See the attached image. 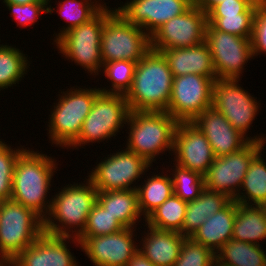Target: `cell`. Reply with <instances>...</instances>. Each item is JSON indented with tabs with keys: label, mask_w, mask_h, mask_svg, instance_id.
<instances>
[{
	"label": "cell",
	"mask_w": 266,
	"mask_h": 266,
	"mask_svg": "<svg viewBox=\"0 0 266 266\" xmlns=\"http://www.w3.org/2000/svg\"><path fill=\"white\" fill-rule=\"evenodd\" d=\"M56 165L52 157L25 149L15 164L10 199L29 208L44 220L51 209L52 200H47V193L51 188Z\"/></svg>",
	"instance_id": "cell-1"
},
{
	"label": "cell",
	"mask_w": 266,
	"mask_h": 266,
	"mask_svg": "<svg viewBox=\"0 0 266 266\" xmlns=\"http://www.w3.org/2000/svg\"><path fill=\"white\" fill-rule=\"evenodd\" d=\"M172 84L166 58L150 49L137 62L132 87L125 95L130 111H166Z\"/></svg>",
	"instance_id": "cell-2"
},
{
	"label": "cell",
	"mask_w": 266,
	"mask_h": 266,
	"mask_svg": "<svg viewBox=\"0 0 266 266\" xmlns=\"http://www.w3.org/2000/svg\"><path fill=\"white\" fill-rule=\"evenodd\" d=\"M86 180V184H68L55 197L52 196L50 212L43 220L44 232L71 238H78L83 233L88 215L97 202L98 192L93 183ZM73 227L75 231L70 230Z\"/></svg>",
	"instance_id": "cell-3"
},
{
	"label": "cell",
	"mask_w": 266,
	"mask_h": 266,
	"mask_svg": "<svg viewBox=\"0 0 266 266\" xmlns=\"http://www.w3.org/2000/svg\"><path fill=\"white\" fill-rule=\"evenodd\" d=\"M126 149L144 158L150 165L164 151H173L178 125L166 111H130Z\"/></svg>",
	"instance_id": "cell-4"
},
{
	"label": "cell",
	"mask_w": 266,
	"mask_h": 266,
	"mask_svg": "<svg viewBox=\"0 0 266 266\" xmlns=\"http://www.w3.org/2000/svg\"><path fill=\"white\" fill-rule=\"evenodd\" d=\"M73 88L59 94L49 115V139L59 147L68 148L78 138L95 98L101 93L100 88Z\"/></svg>",
	"instance_id": "cell-5"
},
{
	"label": "cell",
	"mask_w": 266,
	"mask_h": 266,
	"mask_svg": "<svg viewBox=\"0 0 266 266\" xmlns=\"http://www.w3.org/2000/svg\"><path fill=\"white\" fill-rule=\"evenodd\" d=\"M105 6L94 18L63 33L55 42L59 53L88 73L98 75L103 66L101 36L105 20L115 11Z\"/></svg>",
	"instance_id": "cell-6"
},
{
	"label": "cell",
	"mask_w": 266,
	"mask_h": 266,
	"mask_svg": "<svg viewBox=\"0 0 266 266\" xmlns=\"http://www.w3.org/2000/svg\"><path fill=\"white\" fill-rule=\"evenodd\" d=\"M43 220L12 199L0 204V257L16 258L43 233Z\"/></svg>",
	"instance_id": "cell-7"
},
{
	"label": "cell",
	"mask_w": 266,
	"mask_h": 266,
	"mask_svg": "<svg viewBox=\"0 0 266 266\" xmlns=\"http://www.w3.org/2000/svg\"><path fill=\"white\" fill-rule=\"evenodd\" d=\"M150 50V36L115 10L104 22L101 36L102 62H138Z\"/></svg>",
	"instance_id": "cell-8"
},
{
	"label": "cell",
	"mask_w": 266,
	"mask_h": 266,
	"mask_svg": "<svg viewBox=\"0 0 266 266\" xmlns=\"http://www.w3.org/2000/svg\"><path fill=\"white\" fill-rule=\"evenodd\" d=\"M130 109L125 95L100 93L86 116L78 138L69 146L77 148L115 137L126 124ZM100 140V141H99Z\"/></svg>",
	"instance_id": "cell-9"
},
{
	"label": "cell",
	"mask_w": 266,
	"mask_h": 266,
	"mask_svg": "<svg viewBox=\"0 0 266 266\" xmlns=\"http://www.w3.org/2000/svg\"><path fill=\"white\" fill-rule=\"evenodd\" d=\"M239 79H217L213 85L212 107L221 112L230 124L249 141L266 143L264 136L247 137L258 113L259 104L248 91L238 84Z\"/></svg>",
	"instance_id": "cell-10"
},
{
	"label": "cell",
	"mask_w": 266,
	"mask_h": 266,
	"mask_svg": "<svg viewBox=\"0 0 266 266\" xmlns=\"http://www.w3.org/2000/svg\"><path fill=\"white\" fill-rule=\"evenodd\" d=\"M262 149H264V143L250 141L237 152L215 157L204 175L205 189L224 193L233 200L240 193L252 159Z\"/></svg>",
	"instance_id": "cell-11"
},
{
	"label": "cell",
	"mask_w": 266,
	"mask_h": 266,
	"mask_svg": "<svg viewBox=\"0 0 266 266\" xmlns=\"http://www.w3.org/2000/svg\"><path fill=\"white\" fill-rule=\"evenodd\" d=\"M215 81L200 74L173 77L168 112L178 122H191L212 107Z\"/></svg>",
	"instance_id": "cell-12"
},
{
	"label": "cell",
	"mask_w": 266,
	"mask_h": 266,
	"mask_svg": "<svg viewBox=\"0 0 266 266\" xmlns=\"http://www.w3.org/2000/svg\"><path fill=\"white\" fill-rule=\"evenodd\" d=\"M205 42L217 79H240L244 65L253 57L251 39L215 30L207 23Z\"/></svg>",
	"instance_id": "cell-13"
},
{
	"label": "cell",
	"mask_w": 266,
	"mask_h": 266,
	"mask_svg": "<svg viewBox=\"0 0 266 266\" xmlns=\"http://www.w3.org/2000/svg\"><path fill=\"white\" fill-rule=\"evenodd\" d=\"M103 160L87 176L97 191L137 189L131 184L151 167L144 158L126 148Z\"/></svg>",
	"instance_id": "cell-14"
},
{
	"label": "cell",
	"mask_w": 266,
	"mask_h": 266,
	"mask_svg": "<svg viewBox=\"0 0 266 266\" xmlns=\"http://www.w3.org/2000/svg\"><path fill=\"white\" fill-rule=\"evenodd\" d=\"M206 26L207 13L192 5L150 36V49L161 52L165 49L196 46L205 41Z\"/></svg>",
	"instance_id": "cell-15"
},
{
	"label": "cell",
	"mask_w": 266,
	"mask_h": 266,
	"mask_svg": "<svg viewBox=\"0 0 266 266\" xmlns=\"http://www.w3.org/2000/svg\"><path fill=\"white\" fill-rule=\"evenodd\" d=\"M134 228H124L110 235L86 237L81 243L72 238L95 266H127L138 252Z\"/></svg>",
	"instance_id": "cell-16"
},
{
	"label": "cell",
	"mask_w": 266,
	"mask_h": 266,
	"mask_svg": "<svg viewBox=\"0 0 266 266\" xmlns=\"http://www.w3.org/2000/svg\"><path fill=\"white\" fill-rule=\"evenodd\" d=\"M193 5V0H130L117 10L128 22L151 36L160 26Z\"/></svg>",
	"instance_id": "cell-17"
},
{
	"label": "cell",
	"mask_w": 266,
	"mask_h": 266,
	"mask_svg": "<svg viewBox=\"0 0 266 266\" xmlns=\"http://www.w3.org/2000/svg\"><path fill=\"white\" fill-rule=\"evenodd\" d=\"M173 152L178 166L201 175L208 172L215 158L209 141L192 122H178Z\"/></svg>",
	"instance_id": "cell-18"
},
{
	"label": "cell",
	"mask_w": 266,
	"mask_h": 266,
	"mask_svg": "<svg viewBox=\"0 0 266 266\" xmlns=\"http://www.w3.org/2000/svg\"><path fill=\"white\" fill-rule=\"evenodd\" d=\"M191 122L205 135L215 157L237 152L250 142L213 107L205 109Z\"/></svg>",
	"instance_id": "cell-19"
},
{
	"label": "cell",
	"mask_w": 266,
	"mask_h": 266,
	"mask_svg": "<svg viewBox=\"0 0 266 266\" xmlns=\"http://www.w3.org/2000/svg\"><path fill=\"white\" fill-rule=\"evenodd\" d=\"M71 237L43 232L38 239L13 259L14 266H78L66 241Z\"/></svg>",
	"instance_id": "cell-20"
},
{
	"label": "cell",
	"mask_w": 266,
	"mask_h": 266,
	"mask_svg": "<svg viewBox=\"0 0 266 266\" xmlns=\"http://www.w3.org/2000/svg\"><path fill=\"white\" fill-rule=\"evenodd\" d=\"M161 53L166 58L173 77L200 74L213 81L217 80L212 55L205 41L192 47L165 49Z\"/></svg>",
	"instance_id": "cell-21"
},
{
	"label": "cell",
	"mask_w": 266,
	"mask_h": 266,
	"mask_svg": "<svg viewBox=\"0 0 266 266\" xmlns=\"http://www.w3.org/2000/svg\"><path fill=\"white\" fill-rule=\"evenodd\" d=\"M147 228L150 232L142 238V246L138 251L154 266H174L186 237L176 231Z\"/></svg>",
	"instance_id": "cell-22"
},
{
	"label": "cell",
	"mask_w": 266,
	"mask_h": 266,
	"mask_svg": "<svg viewBox=\"0 0 266 266\" xmlns=\"http://www.w3.org/2000/svg\"><path fill=\"white\" fill-rule=\"evenodd\" d=\"M237 202L231 200L224 208L209 217L190 237L215 254L232 238Z\"/></svg>",
	"instance_id": "cell-23"
},
{
	"label": "cell",
	"mask_w": 266,
	"mask_h": 266,
	"mask_svg": "<svg viewBox=\"0 0 266 266\" xmlns=\"http://www.w3.org/2000/svg\"><path fill=\"white\" fill-rule=\"evenodd\" d=\"M97 202L124 228H134L142 214L139 208L138 192L136 189L98 191Z\"/></svg>",
	"instance_id": "cell-24"
},
{
	"label": "cell",
	"mask_w": 266,
	"mask_h": 266,
	"mask_svg": "<svg viewBox=\"0 0 266 266\" xmlns=\"http://www.w3.org/2000/svg\"><path fill=\"white\" fill-rule=\"evenodd\" d=\"M231 200L224 193L204 189L199 197L187 202L185 218L180 233L185 237H191L209 217L224 208Z\"/></svg>",
	"instance_id": "cell-25"
},
{
	"label": "cell",
	"mask_w": 266,
	"mask_h": 266,
	"mask_svg": "<svg viewBox=\"0 0 266 266\" xmlns=\"http://www.w3.org/2000/svg\"><path fill=\"white\" fill-rule=\"evenodd\" d=\"M232 238L256 245L266 239V219L257 205L237 203Z\"/></svg>",
	"instance_id": "cell-26"
},
{
	"label": "cell",
	"mask_w": 266,
	"mask_h": 266,
	"mask_svg": "<svg viewBox=\"0 0 266 266\" xmlns=\"http://www.w3.org/2000/svg\"><path fill=\"white\" fill-rule=\"evenodd\" d=\"M261 246L231 238L216 252V266H266Z\"/></svg>",
	"instance_id": "cell-27"
},
{
	"label": "cell",
	"mask_w": 266,
	"mask_h": 266,
	"mask_svg": "<svg viewBox=\"0 0 266 266\" xmlns=\"http://www.w3.org/2000/svg\"><path fill=\"white\" fill-rule=\"evenodd\" d=\"M261 155L262 150L252 159L240 188L245 195L241 192L233 199L237 203L258 206L266 200V162Z\"/></svg>",
	"instance_id": "cell-28"
},
{
	"label": "cell",
	"mask_w": 266,
	"mask_h": 266,
	"mask_svg": "<svg viewBox=\"0 0 266 266\" xmlns=\"http://www.w3.org/2000/svg\"><path fill=\"white\" fill-rule=\"evenodd\" d=\"M145 184L137 185L139 208L144 218L173 194V181L167 175H152Z\"/></svg>",
	"instance_id": "cell-29"
},
{
	"label": "cell",
	"mask_w": 266,
	"mask_h": 266,
	"mask_svg": "<svg viewBox=\"0 0 266 266\" xmlns=\"http://www.w3.org/2000/svg\"><path fill=\"white\" fill-rule=\"evenodd\" d=\"M186 208L187 202L172 194L145 218L146 225L159 230L181 232Z\"/></svg>",
	"instance_id": "cell-30"
},
{
	"label": "cell",
	"mask_w": 266,
	"mask_h": 266,
	"mask_svg": "<svg viewBox=\"0 0 266 266\" xmlns=\"http://www.w3.org/2000/svg\"><path fill=\"white\" fill-rule=\"evenodd\" d=\"M98 1L94 0H64L63 2L57 3L59 15L64 20H67L68 26L62 28L58 35L56 34L54 42L65 32L70 29L82 25L94 18L104 7L105 3L102 5Z\"/></svg>",
	"instance_id": "cell-31"
},
{
	"label": "cell",
	"mask_w": 266,
	"mask_h": 266,
	"mask_svg": "<svg viewBox=\"0 0 266 266\" xmlns=\"http://www.w3.org/2000/svg\"><path fill=\"white\" fill-rule=\"evenodd\" d=\"M28 63L20 49L0 44V91L21 81L27 74Z\"/></svg>",
	"instance_id": "cell-32"
},
{
	"label": "cell",
	"mask_w": 266,
	"mask_h": 266,
	"mask_svg": "<svg viewBox=\"0 0 266 266\" xmlns=\"http://www.w3.org/2000/svg\"><path fill=\"white\" fill-rule=\"evenodd\" d=\"M137 62L128 60H116L103 63V73L108 80H111L112 88H101L104 94H122L126 95L131 89Z\"/></svg>",
	"instance_id": "cell-33"
},
{
	"label": "cell",
	"mask_w": 266,
	"mask_h": 266,
	"mask_svg": "<svg viewBox=\"0 0 266 266\" xmlns=\"http://www.w3.org/2000/svg\"><path fill=\"white\" fill-rule=\"evenodd\" d=\"M175 170L171 176L173 181V194L183 201L195 200L205 189L204 175L199 172L182 168L175 164Z\"/></svg>",
	"instance_id": "cell-34"
},
{
	"label": "cell",
	"mask_w": 266,
	"mask_h": 266,
	"mask_svg": "<svg viewBox=\"0 0 266 266\" xmlns=\"http://www.w3.org/2000/svg\"><path fill=\"white\" fill-rule=\"evenodd\" d=\"M122 229L123 225L96 202L88 215L85 229L77 240L81 243L86 237L110 235Z\"/></svg>",
	"instance_id": "cell-35"
},
{
	"label": "cell",
	"mask_w": 266,
	"mask_h": 266,
	"mask_svg": "<svg viewBox=\"0 0 266 266\" xmlns=\"http://www.w3.org/2000/svg\"><path fill=\"white\" fill-rule=\"evenodd\" d=\"M254 14L240 13L231 16H207V23L215 30L251 39Z\"/></svg>",
	"instance_id": "cell-36"
},
{
	"label": "cell",
	"mask_w": 266,
	"mask_h": 266,
	"mask_svg": "<svg viewBox=\"0 0 266 266\" xmlns=\"http://www.w3.org/2000/svg\"><path fill=\"white\" fill-rule=\"evenodd\" d=\"M174 266H216L215 253L186 237Z\"/></svg>",
	"instance_id": "cell-37"
},
{
	"label": "cell",
	"mask_w": 266,
	"mask_h": 266,
	"mask_svg": "<svg viewBox=\"0 0 266 266\" xmlns=\"http://www.w3.org/2000/svg\"><path fill=\"white\" fill-rule=\"evenodd\" d=\"M24 148H15L5 144L0 139V201L10 199L14 168L18 156Z\"/></svg>",
	"instance_id": "cell-38"
},
{
	"label": "cell",
	"mask_w": 266,
	"mask_h": 266,
	"mask_svg": "<svg viewBox=\"0 0 266 266\" xmlns=\"http://www.w3.org/2000/svg\"><path fill=\"white\" fill-rule=\"evenodd\" d=\"M48 2H32L29 4H14V3H5L8 7L9 11H11L15 21H17L18 25L22 27L34 25L37 22V19L40 13H52L54 9L51 8Z\"/></svg>",
	"instance_id": "cell-39"
},
{
	"label": "cell",
	"mask_w": 266,
	"mask_h": 266,
	"mask_svg": "<svg viewBox=\"0 0 266 266\" xmlns=\"http://www.w3.org/2000/svg\"><path fill=\"white\" fill-rule=\"evenodd\" d=\"M251 46L253 56L266 54V0H260L255 10Z\"/></svg>",
	"instance_id": "cell-40"
},
{
	"label": "cell",
	"mask_w": 266,
	"mask_h": 266,
	"mask_svg": "<svg viewBox=\"0 0 266 266\" xmlns=\"http://www.w3.org/2000/svg\"><path fill=\"white\" fill-rule=\"evenodd\" d=\"M260 0H229L213 6L207 16H231L240 13H255Z\"/></svg>",
	"instance_id": "cell-41"
},
{
	"label": "cell",
	"mask_w": 266,
	"mask_h": 266,
	"mask_svg": "<svg viewBox=\"0 0 266 266\" xmlns=\"http://www.w3.org/2000/svg\"><path fill=\"white\" fill-rule=\"evenodd\" d=\"M225 0H193V5L207 13L213 6ZM229 1V0H226Z\"/></svg>",
	"instance_id": "cell-42"
},
{
	"label": "cell",
	"mask_w": 266,
	"mask_h": 266,
	"mask_svg": "<svg viewBox=\"0 0 266 266\" xmlns=\"http://www.w3.org/2000/svg\"><path fill=\"white\" fill-rule=\"evenodd\" d=\"M127 266H154L141 252H137Z\"/></svg>",
	"instance_id": "cell-43"
},
{
	"label": "cell",
	"mask_w": 266,
	"mask_h": 266,
	"mask_svg": "<svg viewBox=\"0 0 266 266\" xmlns=\"http://www.w3.org/2000/svg\"><path fill=\"white\" fill-rule=\"evenodd\" d=\"M32 2H48V0H3V3L29 4Z\"/></svg>",
	"instance_id": "cell-44"
},
{
	"label": "cell",
	"mask_w": 266,
	"mask_h": 266,
	"mask_svg": "<svg viewBox=\"0 0 266 266\" xmlns=\"http://www.w3.org/2000/svg\"><path fill=\"white\" fill-rule=\"evenodd\" d=\"M0 266H14V261L9 258L0 257Z\"/></svg>",
	"instance_id": "cell-45"
},
{
	"label": "cell",
	"mask_w": 266,
	"mask_h": 266,
	"mask_svg": "<svg viewBox=\"0 0 266 266\" xmlns=\"http://www.w3.org/2000/svg\"><path fill=\"white\" fill-rule=\"evenodd\" d=\"M258 207L262 210V213H263V216L265 217L266 219V200L265 201H262Z\"/></svg>",
	"instance_id": "cell-46"
}]
</instances>
